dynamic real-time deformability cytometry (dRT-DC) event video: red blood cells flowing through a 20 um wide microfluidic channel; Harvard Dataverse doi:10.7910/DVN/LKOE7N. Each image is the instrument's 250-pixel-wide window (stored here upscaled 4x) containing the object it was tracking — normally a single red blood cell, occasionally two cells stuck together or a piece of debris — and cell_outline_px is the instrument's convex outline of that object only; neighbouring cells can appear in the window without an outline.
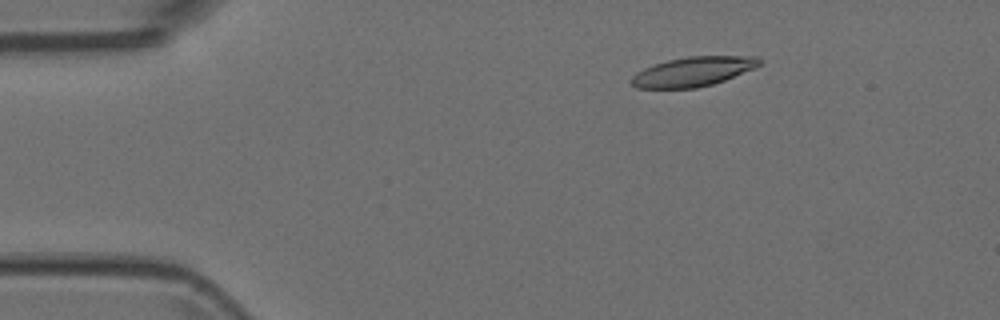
{"species": "Egyptian fruit bat (a non-hibernating species)", "species_latin": "Rousettus aegyptiacus", "temperature_condition": "room temperature", "stored_images_in_passage": 4, "camera_frame_rate_fps": 3000, "um_per_image_px": 0.085, "animal": {"sex": "female"}, "frame": {"image": 1, "passage_image": 2, "time_ms": 0.333, "image_size_px": [1000, 320], "cell_outline_px": [[764, 60], [756, 68], [724, 80], [712, 84], [696, 88], [636, 88], [628, 80], [636, 72], [644, 68], [668, 60], [688, 56], [756, 56]], "centroid_in_image_um": [58.92, 6.08], "position_along_channel_um": 26.1, "area_um2": 22.08}}